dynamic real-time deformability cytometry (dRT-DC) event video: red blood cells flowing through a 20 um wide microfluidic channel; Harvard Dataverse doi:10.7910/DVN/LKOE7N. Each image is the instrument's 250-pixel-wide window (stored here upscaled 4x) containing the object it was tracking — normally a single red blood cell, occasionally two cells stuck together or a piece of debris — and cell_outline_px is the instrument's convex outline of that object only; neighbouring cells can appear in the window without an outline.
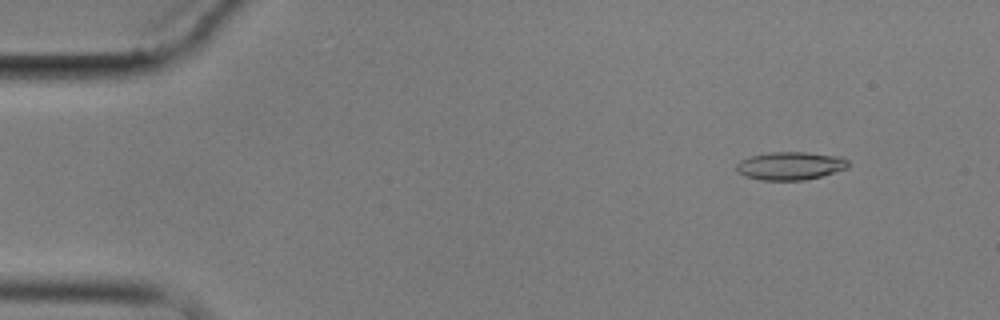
{"species": "common noctule bat (a hibernating species)", "species_latin": "Nyctalus noctula", "temperature_condition": "cold", "stored_images_in_passage": 4, "camera_frame_rate_fps": 3000, "um_per_image_px": 0.085, "animal": {"sex": "male", "body_mass_g": 17.9}, "frame": {"image": 1, "passage_image": 1, "time_ms": 0.0, "image_size_px": [1000, 320], "cell_outline_px": [[848, 168], [820, 176], [804, 180], [760, 180], [744, 176], [736, 172], [736, 164], [740, 160], [748, 156], [772, 152], [808, 152], [840, 156], [848, 160]], "centroid_in_image_um": [67.14, 14.09], "position_along_channel_um": 17.9, "area_um2": 18.44}}
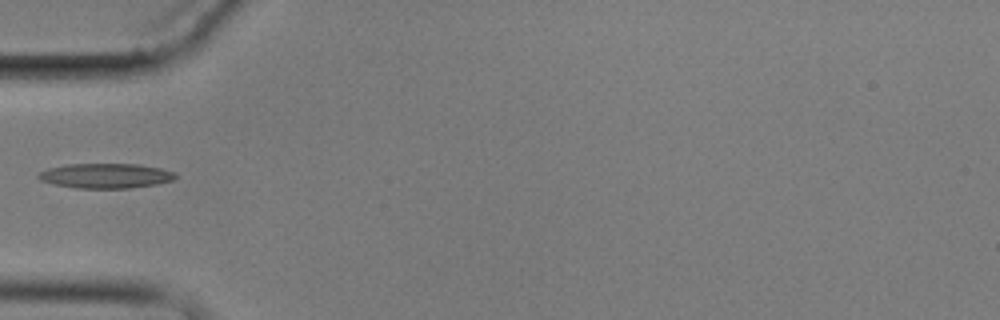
{"frame": {"image": 2, "passage_image": 4, "time_ms": 4.333, "image_size_px": [1000, 320], "cell_outline_px": [[176, 176], [172, 180], [156, 184], [128, 188], [76, 188], [52, 184], [40, 180], [36, 176], [40, 172], [48, 168], [68, 164], [136, 164], [160, 168], [172, 172]], "centroid_in_image_um": [8.92, 14.94], "position_along_channel_um": 76.1, "area_um2": 19.65}}